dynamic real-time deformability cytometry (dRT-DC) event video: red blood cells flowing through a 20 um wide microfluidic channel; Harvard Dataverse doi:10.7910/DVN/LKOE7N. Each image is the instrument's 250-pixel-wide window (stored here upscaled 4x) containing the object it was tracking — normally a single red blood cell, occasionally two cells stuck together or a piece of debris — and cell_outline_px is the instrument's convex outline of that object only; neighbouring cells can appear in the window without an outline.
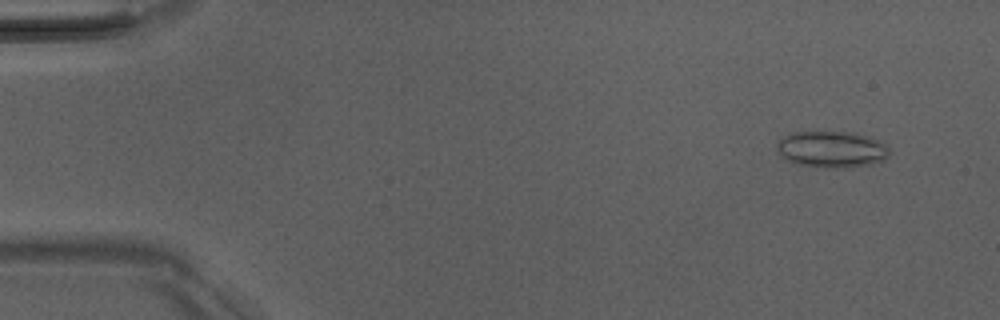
{"species": "Egyptian fruit bat (a non-hibernating species)", "species_latin": "Rousettus aegyptiacus", "temperature_condition": "room temperature", "stored_images_in_passage": 14, "camera_frame_rate_fps": 3000, "um_per_image_px": 0.085, "animal": {"sex": "male"}, "frame": {"image": 1, "passage_image": 4, "time_ms": 1.0, "image_size_px": [1000, 320], "cell_outline_px": [[888, 156], [884, 160], [868, 164], [848, 168], [816, 168], [796, 164], [780, 156], [776, 148], [776, 144], [784, 136], [792, 132], [816, 128], [856, 132], [876, 140], [884, 144], [888, 148]], "centroid_in_image_um": [70.61, 12.65], "position_along_channel_um": 14.4, "area_um2": 24.97}}